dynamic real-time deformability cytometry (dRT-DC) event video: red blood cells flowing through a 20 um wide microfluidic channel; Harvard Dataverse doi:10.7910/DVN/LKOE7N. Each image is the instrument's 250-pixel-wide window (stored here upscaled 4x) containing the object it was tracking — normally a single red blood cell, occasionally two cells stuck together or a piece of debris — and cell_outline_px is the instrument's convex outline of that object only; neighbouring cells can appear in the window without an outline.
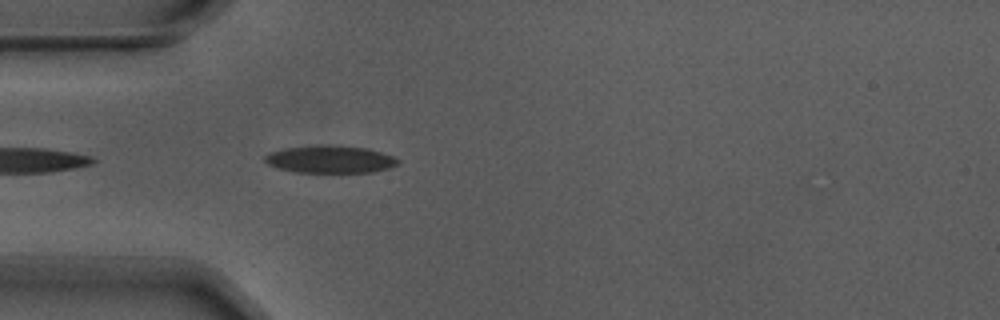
{"species": "Egyptian fruit bat (a non-hibernating species)", "species_latin": "Rousettus aegyptiacus", "temperature_condition": "warm", "stored_images_in_passage": 41, "camera_frame_rate_fps": 3000, "um_per_image_px": 0.085, "animal": {"sex": "male"}, "frame": {"image": 1, "passage_image": 2, "time_ms": 0.333, "image_size_px": [1000, 320], "cell_outline_px": [[400, 160], [396, 164], [388, 168], [372, 172], [296, 172], [276, 168], [268, 164], [264, 160], [264, 156], [272, 152], [284, 148], [364, 148], [380, 152], [392, 156]], "centroid_in_image_um": [28.05, 13.6], "position_along_channel_um": 57.0, "area_um2": 19.94}}
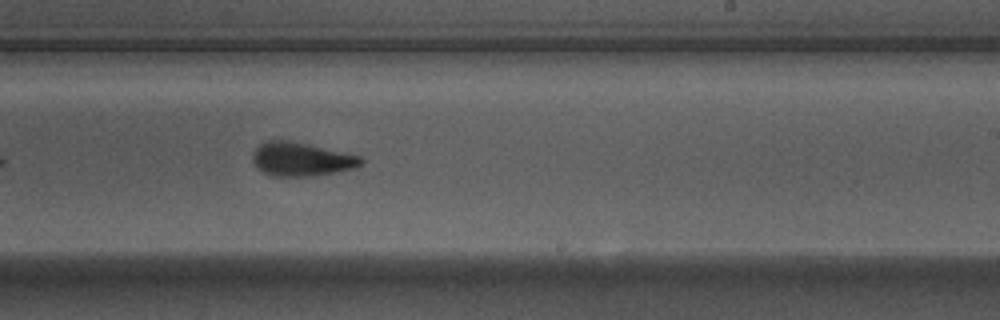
{"frame": {"image": 2, "passage_image": 19, "time_ms": 6.0, "image_size_px": [1000, 320], "cell_outline_px": [[364, 160], [360, 164], [352, 168], [312, 176], [272, 176], [256, 168], [252, 160], [252, 152], [264, 140], [284, 140], [304, 144], [360, 156]], "centroid_in_image_um": [25.52, 13.54], "position_along_channel_um": 263.5, "area_um2": 20.81}}
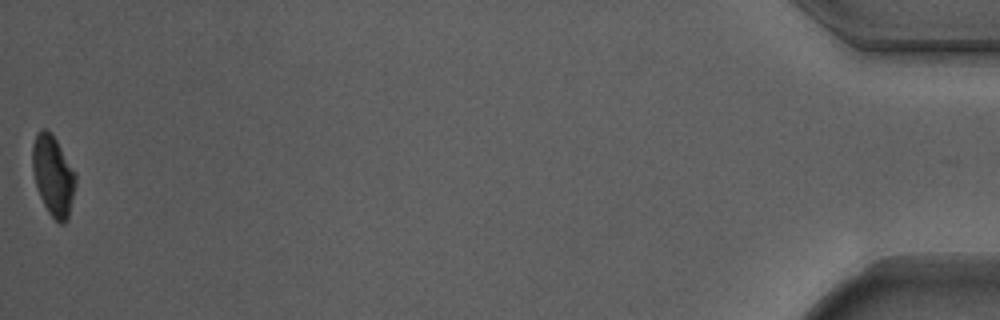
{"frame": {"image": 3, "passage_image": 41, "time_ms": 13.333, "image_size_px": [1000, 320], "cell_outline_px": [[76, 180], [68, 220], [64, 224], [60, 224], [48, 212], [40, 196], [36, 184], [32, 168], [32, 144], [36, 136], [44, 128], [56, 140], [76, 172]], "centroid_in_image_um": [4.53, 14.96], "position_along_channel_um": 430.7, "area_um2": 19.88}, "authors_computed_cell_mechanics": {"area_um2": 21.386, "velocity_mm_per_s": 3.7075, "shape_relaxation_time_tau1_ms": 3.3268, "shape_relaxation_time_tau2_ms": 1.9934, "deformation_change_tau1": 0.1372, "deformation_change_tau2": 0.0839}}